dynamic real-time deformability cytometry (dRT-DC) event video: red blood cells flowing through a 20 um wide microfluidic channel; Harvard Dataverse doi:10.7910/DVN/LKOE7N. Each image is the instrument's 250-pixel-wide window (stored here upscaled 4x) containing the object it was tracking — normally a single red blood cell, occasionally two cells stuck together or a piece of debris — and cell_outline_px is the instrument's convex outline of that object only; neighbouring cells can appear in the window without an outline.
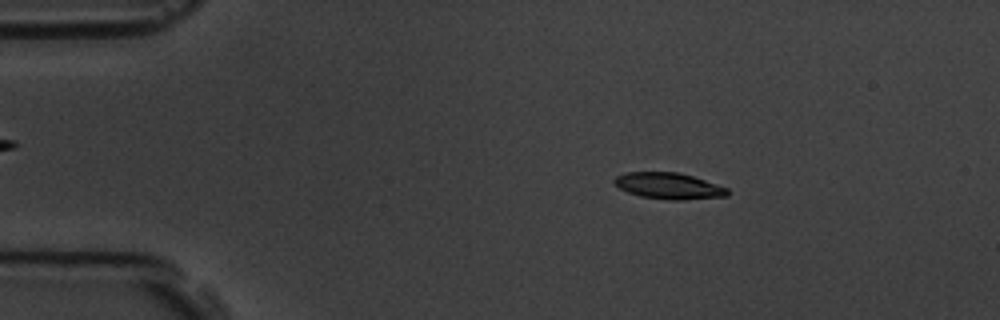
{"species": "common noctule bat (a hibernating species)", "species_latin": "Nyctalus noctula", "temperature_condition": "room temperature", "stored_images_in_passage": 4, "camera_frame_rate_fps": 3000, "um_per_image_px": 0.085, "animal": {"sex": "male", "body_mass_g": 19.5, "forearm_length_mm": 54.6}, "frame": {"image": 1, "passage_image": 2, "time_ms": 1.0, "image_size_px": [1000, 320], "cell_outline_px": [[728, 196], [684, 200], [672, 200], [640, 196], [628, 192], [620, 188], [612, 180], [616, 176], [624, 172], [676, 172], [692, 176], [728, 188]], "centroid_in_image_um": [56.83, 15.8], "position_along_channel_um": 28.2, "area_um2": 17.22}}